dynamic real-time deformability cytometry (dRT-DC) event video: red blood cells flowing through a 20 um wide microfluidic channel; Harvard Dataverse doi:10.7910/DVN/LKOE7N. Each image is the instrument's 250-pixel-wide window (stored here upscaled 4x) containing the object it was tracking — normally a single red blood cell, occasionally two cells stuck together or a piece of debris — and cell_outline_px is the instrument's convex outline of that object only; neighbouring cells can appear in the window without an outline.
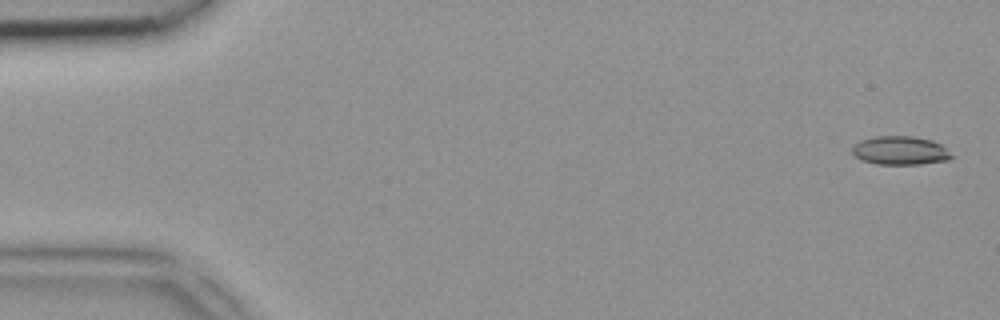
{"species": "common noctule bat (a hibernating species)", "species_latin": "Nyctalus noctula", "temperature_condition": "room temperature", "stored_images_in_passage": 4, "camera_frame_rate_fps": 3000, "um_per_image_px": 0.085, "animal": {"sex": "female", "body_mass_g": 18.4}, "frame": {"image": 1, "passage_image": 1, "time_ms": 0.0, "image_size_px": [1000, 320], "cell_outline_px": [[956, 156], [948, 160], [920, 164], [876, 164], [860, 160], [852, 152], [852, 148], [860, 140], [876, 136], [912, 136], [932, 140], [940, 144]], "centroid_in_image_um": [76.54, 12.8], "position_along_channel_um": 8.5, "area_um2": 16.65}}
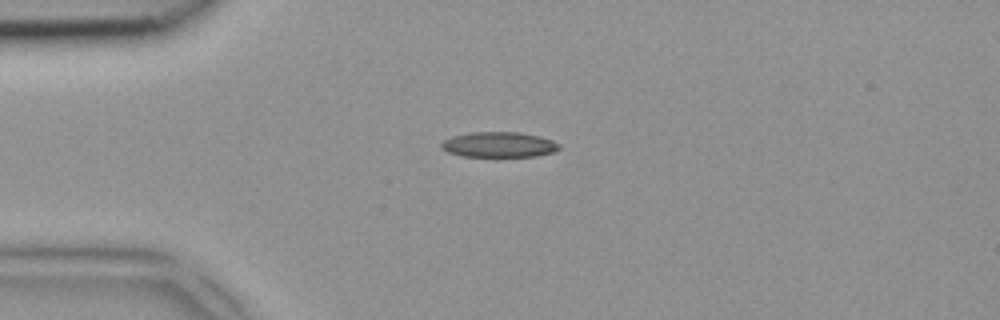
{"frame": {"image": 2, "passage_image": 4, "time_ms": 1.0, "image_size_px": [1000, 320], "cell_outline_px": [[560, 148], [556, 152], [536, 156], [460, 156], [448, 152], [440, 148], [440, 144], [444, 140], [452, 136], [472, 132], [520, 132], [540, 136], [552, 140], [560, 144]], "centroid_in_image_um": [42.42, 12.29], "position_along_channel_um": 42.6, "area_um2": 17.51}}